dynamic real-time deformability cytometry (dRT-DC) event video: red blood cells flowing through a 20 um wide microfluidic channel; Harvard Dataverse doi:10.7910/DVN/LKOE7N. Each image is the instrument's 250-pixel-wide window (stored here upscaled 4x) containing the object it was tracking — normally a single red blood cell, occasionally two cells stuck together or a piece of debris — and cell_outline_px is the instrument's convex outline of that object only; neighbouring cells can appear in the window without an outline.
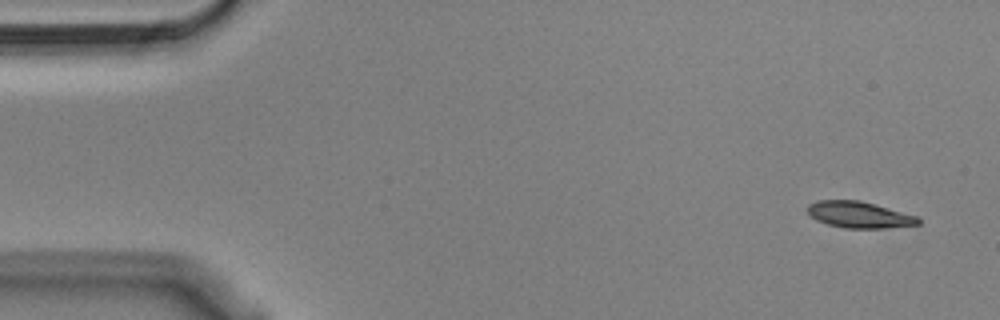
{"species": "Egyptian fruit bat (a non-hibernating species)", "species_latin": "Rousettus aegyptiacus", "temperature_condition": "cold", "stored_images_in_passage": 54, "camera_frame_rate_fps": 3000, "um_per_image_px": 0.085, "animal": {"sex": "male"}, "frame": {"image": 1, "passage_image": 1, "time_ms": 0.0, "image_size_px": [1000, 320], "cell_outline_px": [[920, 224], [880, 228], [844, 228], [828, 224], [816, 220], [808, 216], [808, 204], [816, 200], [860, 200], [876, 204], [916, 216], [920, 220]], "centroid_in_image_um": [72.98, 18.24], "position_along_channel_um": 12.0, "area_um2": 16.99}}
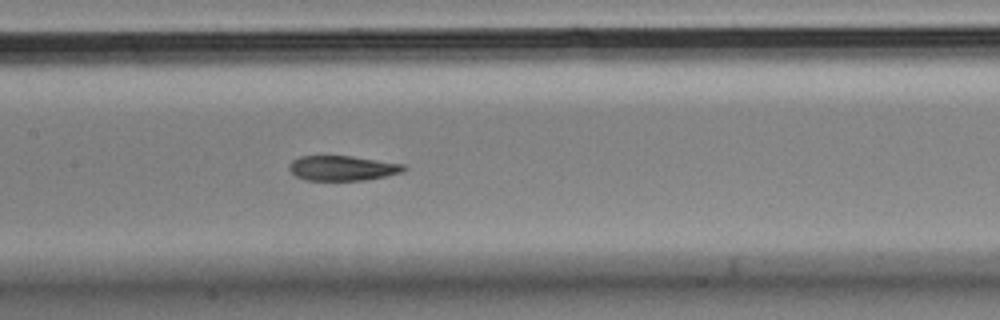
{"frame": {"image": 2, "passage_image": 24, "time_ms": 7.667, "image_size_px": [1000, 320], "cell_outline_px": [[408, 168], [404, 172], [364, 180], [304, 180], [296, 176], [288, 168], [288, 164], [292, 160], [300, 156], [352, 156], [404, 164]], "centroid_in_image_um": [29.11, 14.29], "position_along_channel_um": 178.3, "area_um2": 16.7}}
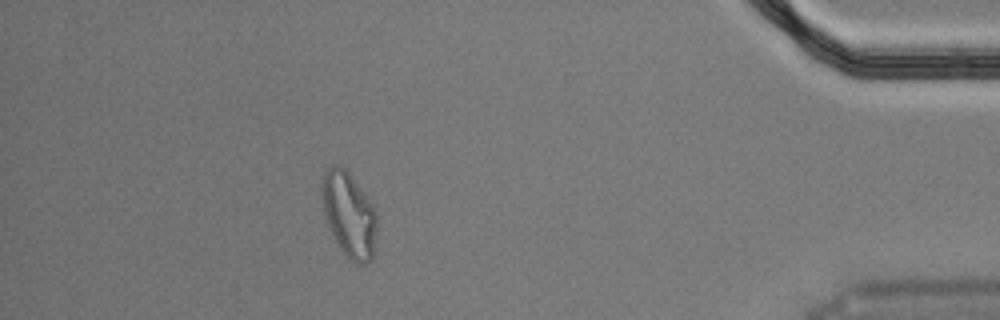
{"frame": {"image": 3, "passage_image": 47, "time_ms": 15.333, "image_size_px": [1000, 320], "cell_outline_px": [[376, 228], [372, 260], [368, 264], [356, 264], [340, 248], [328, 224], [324, 212], [324, 172], [328, 168], [336, 164], [340, 164], [348, 172], [372, 204], [376, 212]], "centroid_in_image_um": [29.71, 18.27], "position_along_channel_um": 405.5, "area_um2": 26.3}, "authors_computed_cell_mechanics": {"area_um2": 17.9758, "velocity_mm_per_s": 3.6164, "shape_relaxation_time_tau1_ms": 6.471, "shape_relaxation_time_tau2_ms": 2.6826, "deformation_change_tau1": 0.1964, "deformation_change_tau2": 0.0821}}